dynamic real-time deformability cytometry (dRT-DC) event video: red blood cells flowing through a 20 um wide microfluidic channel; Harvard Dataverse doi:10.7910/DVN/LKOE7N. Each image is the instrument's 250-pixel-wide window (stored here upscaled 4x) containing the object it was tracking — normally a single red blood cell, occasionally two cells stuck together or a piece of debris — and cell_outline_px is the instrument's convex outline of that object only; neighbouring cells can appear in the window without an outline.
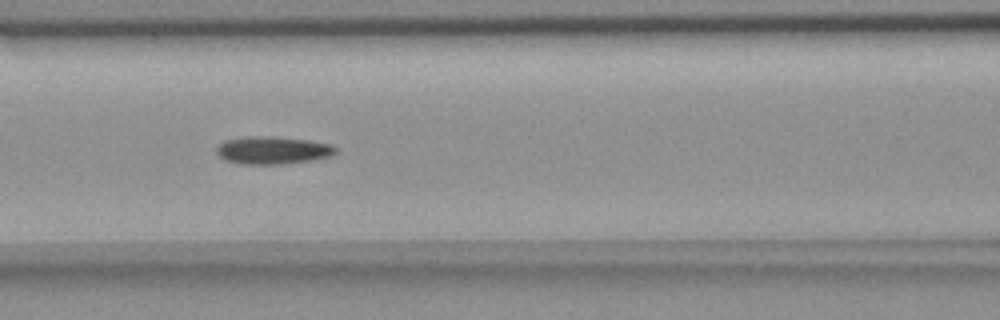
{"species": "common noctule bat (a hibernating species)", "species_latin": "Nyctalus noctula", "temperature_condition": "room temperature", "stored_images_in_passage": 9, "camera_frame_rate_fps": 3000, "um_per_image_px": 0.085, "animal": {"sex": "female", "body_mass_g": 18.4}, "frame": {"image": 1, "passage_image": 6, "time_ms": 5.667, "image_size_px": [1000, 320], "cell_outline_px": [[336, 152], [332, 156], [312, 160], [280, 164], [240, 164], [224, 160], [216, 152], [216, 148], [224, 140], [244, 136], [260, 136], [308, 140], [332, 144], [336, 148]], "centroid_in_image_um": [23.16, 12.77], "position_along_channel_um": 143.4, "area_um2": 19.19}}
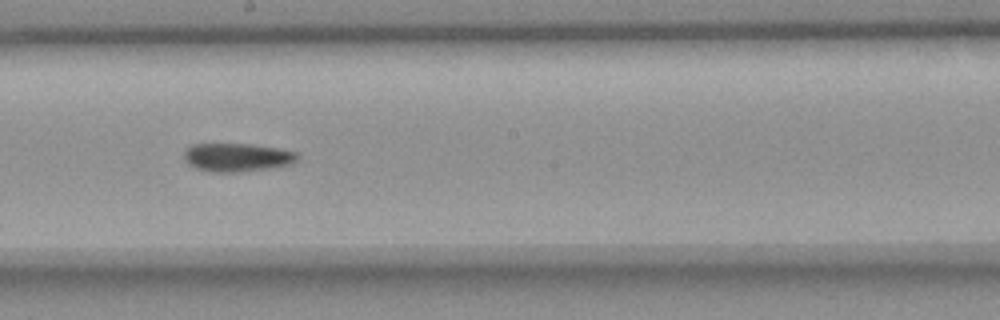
{"frame": {"image": 2, "passage_image": 8, "time_ms": 8.0, "image_size_px": [1000, 320], "cell_outline_px": [[296, 160], [292, 164], [268, 168], [240, 172], [212, 172], [196, 168], [188, 164], [184, 160], [184, 152], [192, 144], [248, 144], [276, 148], [296, 152]], "centroid_in_image_um": [20.11, 13.38], "position_along_channel_um": 228.1, "area_um2": 18.55}}
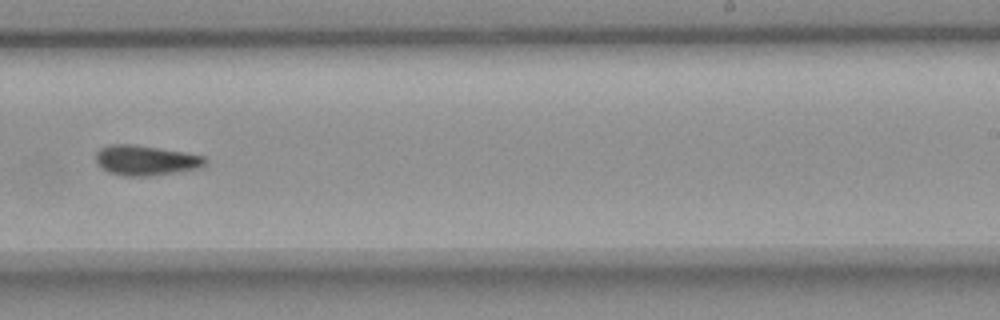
{"frame": {"image": 3, "passage_image": 9, "time_ms": 9.333, "image_size_px": [1000, 320], "cell_outline_px": [[208, 160], [200, 168], [176, 172], [148, 176], [124, 176], [108, 172], [96, 160], [96, 152], [100, 148], [112, 144], [132, 144], [184, 152], [204, 156]], "centroid_in_image_um": [12.4, 13.63], "position_along_channel_um": 276.6, "area_um2": 18.96}}